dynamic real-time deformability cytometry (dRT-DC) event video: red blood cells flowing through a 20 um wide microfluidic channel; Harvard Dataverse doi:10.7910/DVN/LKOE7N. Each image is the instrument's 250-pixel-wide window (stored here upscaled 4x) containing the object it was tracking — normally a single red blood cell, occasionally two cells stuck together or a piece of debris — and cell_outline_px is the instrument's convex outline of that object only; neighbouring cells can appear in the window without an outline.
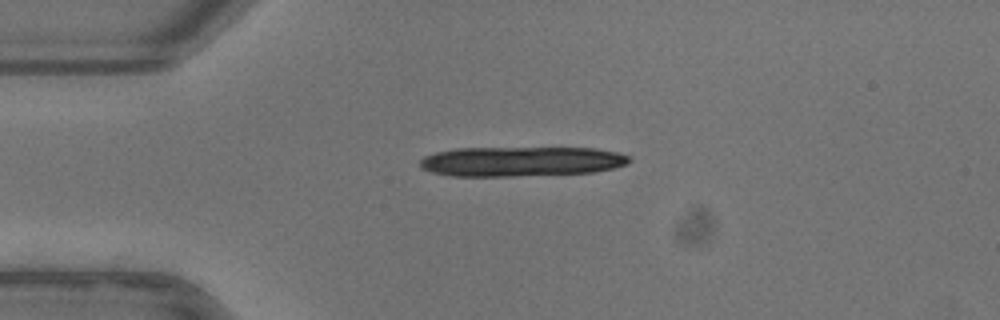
{"species": "common noctule bat (a hibernating species)", "species_latin": "Nyctalus noctula", "temperature_condition": "warm", "stored_images_in_passage": 6, "camera_frame_rate_fps": 3000, "um_per_image_px": 0.085, "animal": {"sex": "female"}, "frame": {"image": 1, "passage_image": 1, "time_ms": 0.0, "image_size_px": [1000, 320], "cell_outline_px": [[632, 160], [628, 164], [612, 168], [592, 172], [512, 176], [452, 176], [432, 172], [420, 168], [420, 160], [424, 156], [436, 152], [456, 148], [592, 148], [616, 152], [628, 156]], "centroid_in_image_um": [44.26, 13.72], "position_along_channel_um": 40.7, "area_um2": 36.24}}